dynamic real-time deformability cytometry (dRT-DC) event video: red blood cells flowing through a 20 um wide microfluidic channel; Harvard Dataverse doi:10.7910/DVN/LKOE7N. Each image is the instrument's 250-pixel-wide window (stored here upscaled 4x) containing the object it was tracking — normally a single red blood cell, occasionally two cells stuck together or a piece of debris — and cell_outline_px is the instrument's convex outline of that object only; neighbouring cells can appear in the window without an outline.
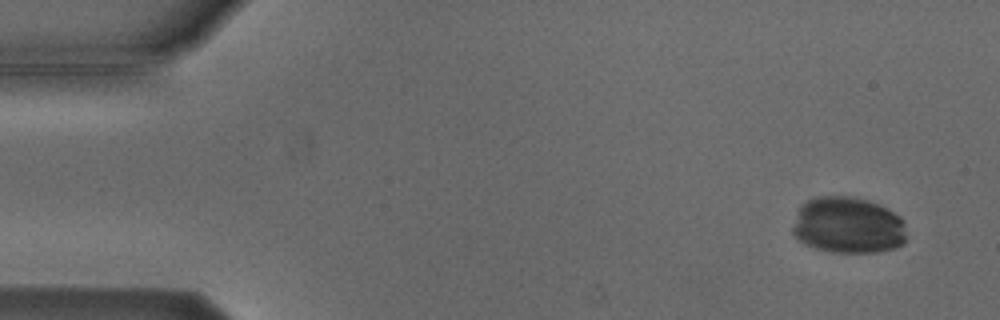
{"species": "Egyptian fruit bat (a non-hibernating species)", "species_latin": "Rousettus aegyptiacus", "temperature_condition": "cold", "stored_images_in_passage": 5, "camera_frame_rate_fps": 3000, "um_per_image_px": 0.085, "animal": {"sex": "male"}, "frame": {"image": 1, "passage_image": 1, "time_ms": 0.0, "image_size_px": [1000, 320], "cell_outline_px": [[904, 244], [896, 248], [876, 252], [832, 252], [816, 248], [804, 244], [796, 240], [792, 232], [792, 228], [800, 208], [808, 200], [820, 196], [852, 196], [876, 204], [900, 216], [904, 220]], "centroid_in_image_um": [72.06, 19.17], "position_along_channel_um": 12.9, "area_um2": 37.22}}